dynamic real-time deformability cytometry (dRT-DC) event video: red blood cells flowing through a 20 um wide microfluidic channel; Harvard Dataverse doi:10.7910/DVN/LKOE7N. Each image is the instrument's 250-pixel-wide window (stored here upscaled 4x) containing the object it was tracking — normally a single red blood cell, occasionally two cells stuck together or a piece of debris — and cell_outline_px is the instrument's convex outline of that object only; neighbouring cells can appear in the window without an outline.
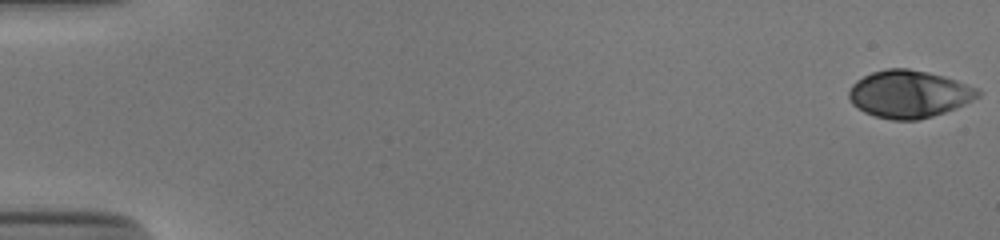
{"species": "human", "species_latin": "Homo sapiens", "temperature_condition": "cold", "stored_images_in_passage": 54, "camera_frame_rate_fps": 3000, "um_per_image_px": 0.085, "donor": {"sex": "male"}, "frame": {"image": 1, "passage_image": 1, "time_ms": 0.0, "image_size_px": [1000, 240], "cell_outline_px": [[980, 96], [956, 108], [932, 116], [916, 120], [892, 120], [876, 116], [864, 112], [852, 104], [848, 96], [848, 92], [852, 84], [856, 80], [872, 72], [888, 68], [908, 68], [928, 72], [944, 76], [980, 88]], "centroid_in_image_um": [77.27, 7.99], "position_along_channel_um": 7.7, "area_um2": 35.72}}
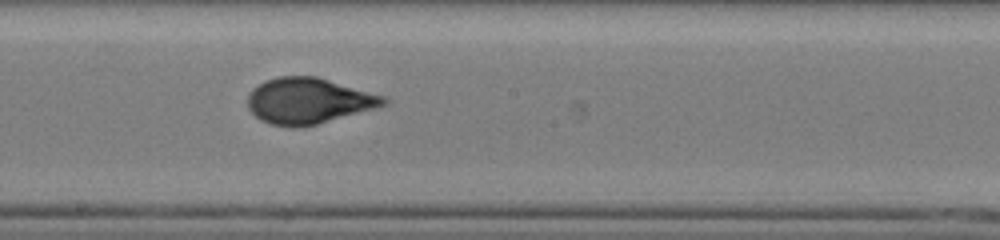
{"frame": {"image": 2, "passage_image": 31, "time_ms": 10.0, "image_size_px": [1000, 240], "cell_outline_px": [[388, 104], [376, 108], [316, 124], [272, 124], [260, 120], [248, 108], [248, 92], [252, 88], [264, 80], [280, 76], [316, 76], [388, 96]], "centroid_in_image_um": [26.26, 8.52], "position_along_channel_um": 221.9, "area_um2": 35.95}}
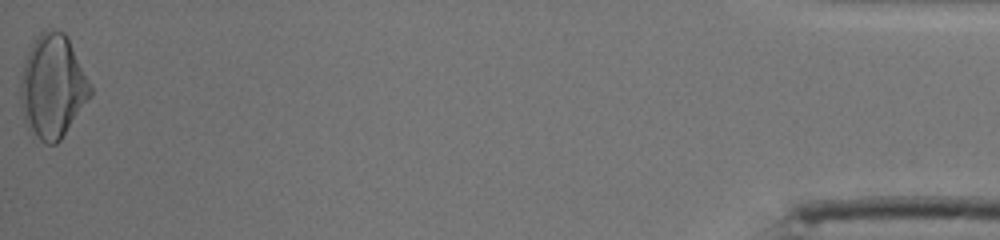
{"frame": {"image": 3, "passage_image": 54, "time_ms": 17.667, "image_size_px": [1000, 240], "cell_outline_px": [[92, 96], [60, 140], [56, 144], [44, 144], [32, 140], [28, 132], [24, 120], [20, 100], [20, 80], [24, 60], [36, 36], [44, 28], [64, 32], [68, 36], [92, 88]], "centroid_in_image_um": [4.45, 7.4], "position_along_channel_um": 430.8, "area_um2": 42.83}, "authors_computed_cell_mechanics": {"area_um2": 35.6915, "velocity_mm_per_s": 3.8861, "shape_relaxation_time_tau1_ms": 7.5121, "shape_relaxation_time_tau2_ms": null, "deformation_change_tau1": 0.2444, "deformation_change_tau2": null}}